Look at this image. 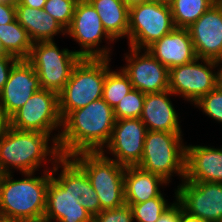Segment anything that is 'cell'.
I'll return each instance as SVG.
<instances>
[{"label":"cell","mask_w":222,"mask_h":222,"mask_svg":"<svg viewBox=\"0 0 222 222\" xmlns=\"http://www.w3.org/2000/svg\"><path fill=\"white\" fill-rule=\"evenodd\" d=\"M0 55H10L5 49L0 39Z\"/></svg>","instance_id":"obj_42"},{"label":"cell","mask_w":222,"mask_h":222,"mask_svg":"<svg viewBox=\"0 0 222 222\" xmlns=\"http://www.w3.org/2000/svg\"><path fill=\"white\" fill-rule=\"evenodd\" d=\"M53 167L43 169L41 176L22 173L23 179L18 180L12 173L5 174L0 183V215L22 222H43Z\"/></svg>","instance_id":"obj_4"},{"label":"cell","mask_w":222,"mask_h":222,"mask_svg":"<svg viewBox=\"0 0 222 222\" xmlns=\"http://www.w3.org/2000/svg\"><path fill=\"white\" fill-rule=\"evenodd\" d=\"M96 9L105 31L117 42L128 40L129 7L123 0H88Z\"/></svg>","instance_id":"obj_23"},{"label":"cell","mask_w":222,"mask_h":222,"mask_svg":"<svg viewBox=\"0 0 222 222\" xmlns=\"http://www.w3.org/2000/svg\"><path fill=\"white\" fill-rule=\"evenodd\" d=\"M176 200L185 212L206 222L222 219V183L183 179L176 188Z\"/></svg>","instance_id":"obj_13"},{"label":"cell","mask_w":222,"mask_h":222,"mask_svg":"<svg viewBox=\"0 0 222 222\" xmlns=\"http://www.w3.org/2000/svg\"><path fill=\"white\" fill-rule=\"evenodd\" d=\"M78 0H46L43 10L56 19L66 30L74 15Z\"/></svg>","instance_id":"obj_29"},{"label":"cell","mask_w":222,"mask_h":222,"mask_svg":"<svg viewBox=\"0 0 222 222\" xmlns=\"http://www.w3.org/2000/svg\"><path fill=\"white\" fill-rule=\"evenodd\" d=\"M46 0H17L15 5H25L31 8L43 9Z\"/></svg>","instance_id":"obj_36"},{"label":"cell","mask_w":222,"mask_h":222,"mask_svg":"<svg viewBox=\"0 0 222 222\" xmlns=\"http://www.w3.org/2000/svg\"><path fill=\"white\" fill-rule=\"evenodd\" d=\"M16 19L15 4L0 3V25L8 24Z\"/></svg>","instance_id":"obj_35"},{"label":"cell","mask_w":222,"mask_h":222,"mask_svg":"<svg viewBox=\"0 0 222 222\" xmlns=\"http://www.w3.org/2000/svg\"><path fill=\"white\" fill-rule=\"evenodd\" d=\"M40 89L39 76L32 65L26 59H19L0 92V110L9 119Z\"/></svg>","instance_id":"obj_16"},{"label":"cell","mask_w":222,"mask_h":222,"mask_svg":"<svg viewBox=\"0 0 222 222\" xmlns=\"http://www.w3.org/2000/svg\"><path fill=\"white\" fill-rule=\"evenodd\" d=\"M174 28L169 4L148 0L129 8L127 43L129 47L147 49Z\"/></svg>","instance_id":"obj_9"},{"label":"cell","mask_w":222,"mask_h":222,"mask_svg":"<svg viewBox=\"0 0 222 222\" xmlns=\"http://www.w3.org/2000/svg\"><path fill=\"white\" fill-rule=\"evenodd\" d=\"M145 94L137 89H132L121 101L114 107V116L116 120L128 118H140L144 105Z\"/></svg>","instance_id":"obj_28"},{"label":"cell","mask_w":222,"mask_h":222,"mask_svg":"<svg viewBox=\"0 0 222 222\" xmlns=\"http://www.w3.org/2000/svg\"><path fill=\"white\" fill-rule=\"evenodd\" d=\"M80 59L73 50H60L54 40L34 42L26 60L39 76L41 88L59 94Z\"/></svg>","instance_id":"obj_8"},{"label":"cell","mask_w":222,"mask_h":222,"mask_svg":"<svg viewBox=\"0 0 222 222\" xmlns=\"http://www.w3.org/2000/svg\"><path fill=\"white\" fill-rule=\"evenodd\" d=\"M5 175L4 171L2 170V168L0 167V183L2 181L3 176Z\"/></svg>","instance_id":"obj_44"},{"label":"cell","mask_w":222,"mask_h":222,"mask_svg":"<svg viewBox=\"0 0 222 222\" xmlns=\"http://www.w3.org/2000/svg\"><path fill=\"white\" fill-rule=\"evenodd\" d=\"M176 28H188L215 2L213 0H170L168 2Z\"/></svg>","instance_id":"obj_25"},{"label":"cell","mask_w":222,"mask_h":222,"mask_svg":"<svg viewBox=\"0 0 222 222\" xmlns=\"http://www.w3.org/2000/svg\"><path fill=\"white\" fill-rule=\"evenodd\" d=\"M125 204L131 207L133 221L136 220V222H156L160 215L172 205V203H168L162 193L146 202Z\"/></svg>","instance_id":"obj_27"},{"label":"cell","mask_w":222,"mask_h":222,"mask_svg":"<svg viewBox=\"0 0 222 222\" xmlns=\"http://www.w3.org/2000/svg\"><path fill=\"white\" fill-rule=\"evenodd\" d=\"M9 126L18 130L39 131L53 136L62 130L58 94L46 89L36 91L9 119ZM52 133V134H51Z\"/></svg>","instance_id":"obj_11"},{"label":"cell","mask_w":222,"mask_h":222,"mask_svg":"<svg viewBox=\"0 0 222 222\" xmlns=\"http://www.w3.org/2000/svg\"><path fill=\"white\" fill-rule=\"evenodd\" d=\"M188 30L197 58L222 59V3L213 4Z\"/></svg>","instance_id":"obj_17"},{"label":"cell","mask_w":222,"mask_h":222,"mask_svg":"<svg viewBox=\"0 0 222 222\" xmlns=\"http://www.w3.org/2000/svg\"><path fill=\"white\" fill-rule=\"evenodd\" d=\"M80 203L90 213L92 217L101 212V204L96 191L93 189L88 176L85 173V192L79 198Z\"/></svg>","instance_id":"obj_32"},{"label":"cell","mask_w":222,"mask_h":222,"mask_svg":"<svg viewBox=\"0 0 222 222\" xmlns=\"http://www.w3.org/2000/svg\"><path fill=\"white\" fill-rule=\"evenodd\" d=\"M111 58H81L70 79L58 94L62 120L73 110L103 97V85L110 70Z\"/></svg>","instance_id":"obj_5"},{"label":"cell","mask_w":222,"mask_h":222,"mask_svg":"<svg viewBox=\"0 0 222 222\" xmlns=\"http://www.w3.org/2000/svg\"><path fill=\"white\" fill-rule=\"evenodd\" d=\"M217 68V61L203 58L173 67L169 70L168 89L175 97L194 104L217 86Z\"/></svg>","instance_id":"obj_12"},{"label":"cell","mask_w":222,"mask_h":222,"mask_svg":"<svg viewBox=\"0 0 222 222\" xmlns=\"http://www.w3.org/2000/svg\"><path fill=\"white\" fill-rule=\"evenodd\" d=\"M215 3H222V0H213Z\"/></svg>","instance_id":"obj_46"},{"label":"cell","mask_w":222,"mask_h":222,"mask_svg":"<svg viewBox=\"0 0 222 222\" xmlns=\"http://www.w3.org/2000/svg\"><path fill=\"white\" fill-rule=\"evenodd\" d=\"M147 50L169 70L191 63L197 58L188 28L175 27L169 34L150 45Z\"/></svg>","instance_id":"obj_19"},{"label":"cell","mask_w":222,"mask_h":222,"mask_svg":"<svg viewBox=\"0 0 222 222\" xmlns=\"http://www.w3.org/2000/svg\"><path fill=\"white\" fill-rule=\"evenodd\" d=\"M66 35L80 45V49L74 51L81 58H110L113 47L109 45L116 43L105 31L96 9L88 0L77 1ZM102 40L106 41V44L109 41L108 45L101 46Z\"/></svg>","instance_id":"obj_10"},{"label":"cell","mask_w":222,"mask_h":222,"mask_svg":"<svg viewBox=\"0 0 222 222\" xmlns=\"http://www.w3.org/2000/svg\"><path fill=\"white\" fill-rule=\"evenodd\" d=\"M115 121L113 108L103 98L71 111L62 120L58 140L61 155L102 151L111 138Z\"/></svg>","instance_id":"obj_1"},{"label":"cell","mask_w":222,"mask_h":222,"mask_svg":"<svg viewBox=\"0 0 222 222\" xmlns=\"http://www.w3.org/2000/svg\"><path fill=\"white\" fill-rule=\"evenodd\" d=\"M217 86L222 89V59L217 61Z\"/></svg>","instance_id":"obj_39"},{"label":"cell","mask_w":222,"mask_h":222,"mask_svg":"<svg viewBox=\"0 0 222 222\" xmlns=\"http://www.w3.org/2000/svg\"><path fill=\"white\" fill-rule=\"evenodd\" d=\"M0 3L16 4V3H17V0H0Z\"/></svg>","instance_id":"obj_43"},{"label":"cell","mask_w":222,"mask_h":222,"mask_svg":"<svg viewBox=\"0 0 222 222\" xmlns=\"http://www.w3.org/2000/svg\"><path fill=\"white\" fill-rule=\"evenodd\" d=\"M61 157L58 134L18 130L8 125L0 139V167L5 174L14 170L20 174L35 173L46 167V162L55 165Z\"/></svg>","instance_id":"obj_3"},{"label":"cell","mask_w":222,"mask_h":222,"mask_svg":"<svg viewBox=\"0 0 222 222\" xmlns=\"http://www.w3.org/2000/svg\"><path fill=\"white\" fill-rule=\"evenodd\" d=\"M18 60L12 55H0V92L7 82L11 68Z\"/></svg>","instance_id":"obj_34"},{"label":"cell","mask_w":222,"mask_h":222,"mask_svg":"<svg viewBox=\"0 0 222 222\" xmlns=\"http://www.w3.org/2000/svg\"><path fill=\"white\" fill-rule=\"evenodd\" d=\"M93 222H134L132 209L124 204L115 209L103 210L93 217Z\"/></svg>","instance_id":"obj_31"},{"label":"cell","mask_w":222,"mask_h":222,"mask_svg":"<svg viewBox=\"0 0 222 222\" xmlns=\"http://www.w3.org/2000/svg\"><path fill=\"white\" fill-rule=\"evenodd\" d=\"M175 96L169 89L145 94L141 121L149 131L182 132L179 115L170 99Z\"/></svg>","instance_id":"obj_20"},{"label":"cell","mask_w":222,"mask_h":222,"mask_svg":"<svg viewBox=\"0 0 222 222\" xmlns=\"http://www.w3.org/2000/svg\"><path fill=\"white\" fill-rule=\"evenodd\" d=\"M169 185L160 176L143 171L137 166H128L124 172L125 203H142L158 197L161 186Z\"/></svg>","instance_id":"obj_22"},{"label":"cell","mask_w":222,"mask_h":222,"mask_svg":"<svg viewBox=\"0 0 222 222\" xmlns=\"http://www.w3.org/2000/svg\"><path fill=\"white\" fill-rule=\"evenodd\" d=\"M71 158L84 170L101 204V211L125 204V166L108 158L101 151L80 152Z\"/></svg>","instance_id":"obj_7"},{"label":"cell","mask_w":222,"mask_h":222,"mask_svg":"<svg viewBox=\"0 0 222 222\" xmlns=\"http://www.w3.org/2000/svg\"><path fill=\"white\" fill-rule=\"evenodd\" d=\"M182 132L147 131L137 167L160 176L168 184L173 176L185 179L186 145Z\"/></svg>","instance_id":"obj_6"},{"label":"cell","mask_w":222,"mask_h":222,"mask_svg":"<svg viewBox=\"0 0 222 222\" xmlns=\"http://www.w3.org/2000/svg\"><path fill=\"white\" fill-rule=\"evenodd\" d=\"M133 86L128 75L120 69H110L103 85V99L114 109V107L127 95Z\"/></svg>","instance_id":"obj_26"},{"label":"cell","mask_w":222,"mask_h":222,"mask_svg":"<svg viewBox=\"0 0 222 222\" xmlns=\"http://www.w3.org/2000/svg\"><path fill=\"white\" fill-rule=\"evenodd\" d=\"M174 191L175 201H173L172 205L160 215L156 222H180L183 207L176 200V189Z\"/></svg>","instance_id":"obj_33"},{"label":"cell","mask_w":222,"mask_h":222,"mask_svg":"<svg viewBox=\"0 0 222 222\" xmlns=\"http://www.w3.org/2000/svg\"><path fill=\"white\" fill-rule=\"evenodd\" d=\"M9 125V120L5 114L0 110V139L2 138L6 128Z\"/></svg>","instance_id":"obj_38"},{"label":"cell","mask_w":222,"mask_h":222,"mask_svg":"<svg viewBox=\"0 0 222 222\" xmlns=\"http://www.w3.org/2000/svg\"><path fill=\"white\" fill-rule=\"evenodd\" d=\"M194 107L198 108L209 118L222 123V89L216 86L213 90L202 96Z\"/></svg>","instance_id":"obj_30"},{"label":"cell","mask_w":222,"mask_h":222,"mask_svg":"<svg viewBox=\"0 0 222 222\" xmlns=\"http://www.w3.org/2000/svg\"><path fill=\"white\" fill-rule=\"evenodd\" d=\"M130 49L124 53L122 70L130 78L133 89L144 94L168 90L169 69L154 58L147 49ZM141 53V54H140Z\"/></svg>","instance_id":"obj_14"},{"label":"cell","mask_w":222,"mask_h":222,"mask_svg":"<svg viewBox=\"0 0 222 222\" xmlns=\"http://www.w3.org/2000/svg\"><path fill=\"white\" fill-rule=\"evenodd\" d=\"M180 222H206L197 216H193L184 210L181 212Z\"/></svg>","instance_id":"obj_37"},{"label":"cell","mask_w":222,"mask_h":222,"mask_svg":"<svg viewBox=\"0 0 222 222\" xmlns=\"http://www.w3.org/2000/svg\"><path fill=\"white\" fill-rule=\"evenodd\" d=\"M16 6V20L27 31L30 40L54 41L58 34L66 36V30L43 9L31 8L25 5Z\"/></svg>","instance_id":"obj_21"},{"label":"cell","mask_w":222,"mask_h":222,"mask_svg":"<svg viewBox=\"0 0 222 222\" xmlns=\"http://www.w3.org/2000/svg\"><path fill=\"white\" fill-rule=\"evenodd\" d=\"M0 39L4 49L10 55L18 59L29 57L33 42L16 19L8 24L0 25Z\"/></svg>","instance_id":"obj_24"},{"label":"cell","mask_w":222,"mask_h":222,"mask_svg":"<svg viewBox=\"0 0 222 222\" xmlns=\"http://www.w3.org/2000/svg\"><path fill=\"white\" fill-rule=\"evenodd\" d=\"M154 1H162L168 3L170 0H154Z\"/></svg>","instance_id":"obj_45"},{"label":"cell","mask_w":222,"mask_h":222,"mask_svg":"<svg viewBox=\"0 0 222 222\" xmlns=\"http://www.w3.org/2000/svg\"><path fill=\"white\" fill-rule=\"evenodd\" d=\"M123 1L130 8L132 6L144 3V2H146L148 0H123Z\"/></svg>","instance_id":"obj_40"},{"label":"cell","mask_w":222,"mask_h":222,"mask_svg":"<svg viewBox=\"0 0 222 222\" xmlns=\"http://www.w3.org/2000/svg\"><path fill=\"white\" fill-rule=\"evenodd\" d=\"M185 180L222 183V146L186 144Z\"/></svg>","instance_id":"obj_18"},{"label":"cell","mask_w":222,"mask_h":222,"mask_svg":"<svg viewBox=\"0 0 222 222\" xmlns=\"http://www.w3.org/2000/svg\"><path fill=\"white\" fill-rule=\"evenodd\" d=\"M84 192V170L71 157L62 156L51 170L43 222H93L79 200Z\"/></svg>","instance_id":"obj_2"},{"label":"cell","mask_w":222,"mask_h":222,"mask_svg":"<svg viewBox=\"0 0 222 222\" xmlns=\"http://www.w3.org/2000/svg\"><path fill=\"white\" fill-rule=\"evenodd\" d=\"M147 131L140 118L116 120L111 138L101 152L125 167L137 166L141 161Z\"/></svg>","instance_id":"obj_15"},{"label":"cell","mask_w":222,"mask_h":222,"mask_svg":"<svg viewBox=\"0 0 222 222\" xmlns=\"http://www.w3.org/2000/svg\"><path fill=\"white\" fill-rule=\"evenodd\" d=\"M0 222H22V221L0 215Z\"/></svg>","instance_id":"obj_41"}]
</instances>
